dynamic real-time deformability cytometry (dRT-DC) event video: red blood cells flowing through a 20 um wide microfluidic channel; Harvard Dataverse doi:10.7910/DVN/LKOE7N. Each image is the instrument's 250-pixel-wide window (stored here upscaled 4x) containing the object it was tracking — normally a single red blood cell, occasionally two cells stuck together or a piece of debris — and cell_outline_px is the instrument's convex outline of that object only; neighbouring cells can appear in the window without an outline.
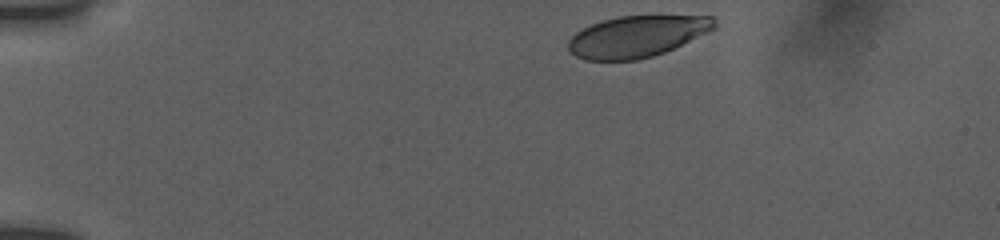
{"species": "human", "species_latin": "Homo sapiens", "temperature_condition": "room temperature", "stored_images_in_passage": 7, "camera_frame_rate_fps": 3000, "um_per_image_px": 0.085, "donor": {"sex": "female"}, "frame": {"image": 1, "passage_image": 1, "time_ms": 0.0, "image_size_px": [1000, 240], "cell_outline_px": [[716, 28], [708, 32], [664, 52], [652, 56], [636, 60], [584, 60], [568, 52], [568, 40], [576, 32], [592, 24], [616, 16], [712, 16], [716, 20]], "centroid_in_image_um": [54.12, 3.1], "position_along_channel_um": 30.9, "area_um2": 35.08}}
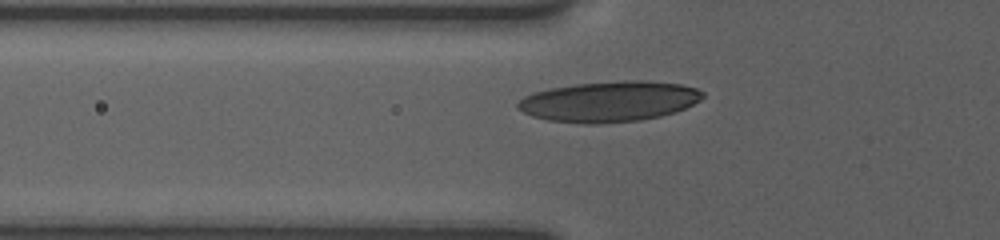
{"frame": {"image": 2, "passage_image": 6, "time_ms": 3.333, "image_size_px": [1000, 240], "cell_outline_px": [[704, 96], [700, 100], [676, 112], [660, 116], [640, 120], [600, 124], [584, 124], [548, 120], [532, 116], [516, 108], [516, 104], [524, 96], [536, 92], [552, 88], [576, 84], [624, 80], [644, 80], [680, 84], [696, 88], [704, 92]], "centroid_in_image_um": [51.79, 8.63], "position_along_channel_um": 74.0, "area_um2": 43.64}}